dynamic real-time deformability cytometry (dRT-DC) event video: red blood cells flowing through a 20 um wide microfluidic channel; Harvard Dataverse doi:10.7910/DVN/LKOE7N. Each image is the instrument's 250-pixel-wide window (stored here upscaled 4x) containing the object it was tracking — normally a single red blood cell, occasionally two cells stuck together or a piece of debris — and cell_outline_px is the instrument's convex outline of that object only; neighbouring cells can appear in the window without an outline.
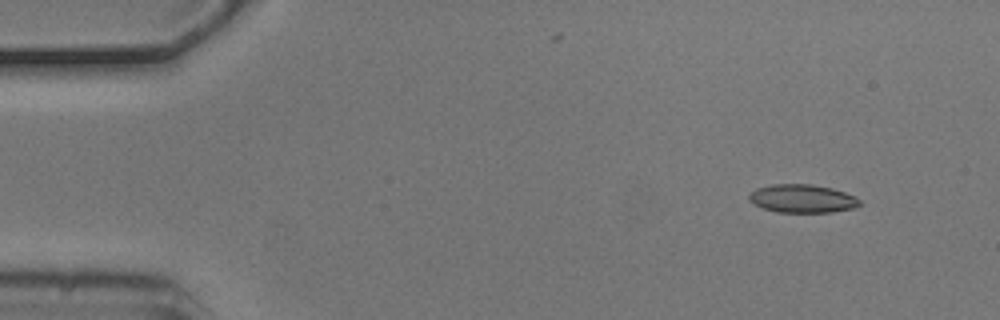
{"species": "common noctule bat (a hibernating species)", "species_latin": "Nyctalus noctula", "temperature_condition": "cold", "stored_images_in_passage": 4, "camera_frame_rate_fps": 3000, "um_per_image_px": 0.085, "animal": {"sex": "male", "body_mass_g": 20.5, "forearm_length_mm": 52.5}, "frame": {"image": 1, "passage_image": 2, "time_ms": 0.333, "image_size_px": [1000, 320], "cell_outline_px": [[860, 204], [856, 208], [832, 212], [776, 212], [764, 208], [748, 200], [748, 196], [756, 188], [772, 184], [812, 184], [832, 188], [844, 192], [860, 200]], "centroid_in_image_um": [68.2, 16.88], "position_along_channel_um": 16.8, "area_um2": 18.15}}